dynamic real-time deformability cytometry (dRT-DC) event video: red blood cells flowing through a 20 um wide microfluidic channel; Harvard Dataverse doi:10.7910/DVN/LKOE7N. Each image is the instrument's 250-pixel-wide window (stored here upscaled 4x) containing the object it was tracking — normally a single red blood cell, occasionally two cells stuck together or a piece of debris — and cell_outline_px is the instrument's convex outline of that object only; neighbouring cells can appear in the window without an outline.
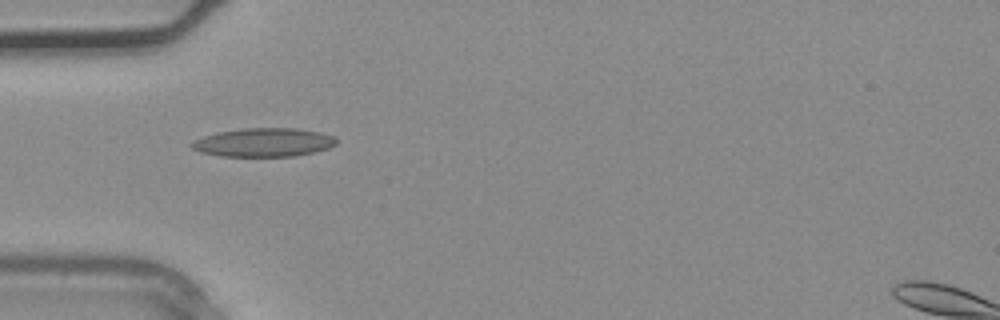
{"species": "common noctule bat (a hibernating species)", "species_latin": "Nyctalus noctula", "temperature_condition": "warm", "stored_images_in_passage": 36, "camera_frame_rate_fps": 3000, "um_per_image_px": 0.085, "animal": {"sex": "male", "body_mass_g": 20.4}, "frame": {"image": 1, "passage_image": 11, "time_ms": 3.333, "image_size_px": [1000, 320], "cell_outline_px": [[336, 144], [328, 148], [316, 152], [296, 156], [220, 156], [200, 152], [192, 148], [188, 144], [204, 136], [220, 132], [244, 128], [296, 128], [320, 132], [332, 136], [336, 140]], "centroid_in_image_um": [22.42, 12.11], "position_along_channel_um": 62.6, "area_um2": 24.04}}